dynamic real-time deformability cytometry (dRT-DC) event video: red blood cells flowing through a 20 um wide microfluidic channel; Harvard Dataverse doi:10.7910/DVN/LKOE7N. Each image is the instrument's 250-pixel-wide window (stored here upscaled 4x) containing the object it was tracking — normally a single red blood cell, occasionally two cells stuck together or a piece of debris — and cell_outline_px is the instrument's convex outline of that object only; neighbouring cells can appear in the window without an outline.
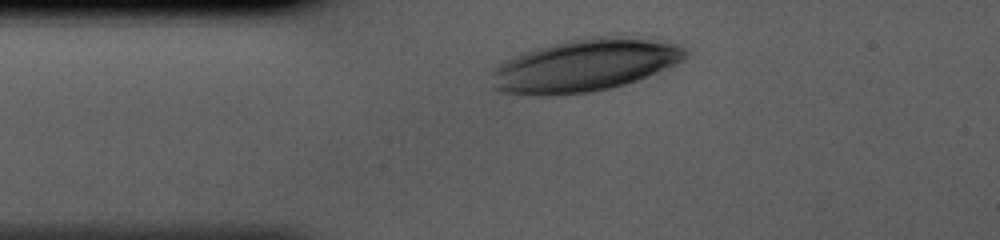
{"species": "human", "species_latin": "Homo sapiens", "temperature_condition": "cold", "stored_images_in_passage": 29, "camera_frame_rate_fps": 3000, "um_per_image_px": 0.085, "donor": {"sex": "male"}, "frame": {"image": 1, "passage_image": 1, "time_ms": 0.0, "image_size_px": [1000, 240], "cell_outline_px": [[688, 56], [684, 60], [676, 64], [636, 80], [624, 84], [592, 92], [540, 96], [500, 92], [492, 88], [492, 72], [496, 64], [520, 52], [568, 40], [592, 36], [604, 36], [644, 40], [676, 44], [684, 48], [688, 52]], "centroid_in_image_um": [49.6, 5.57], "position_along_channel_um": 35.4, "area_um2": 58.72}}
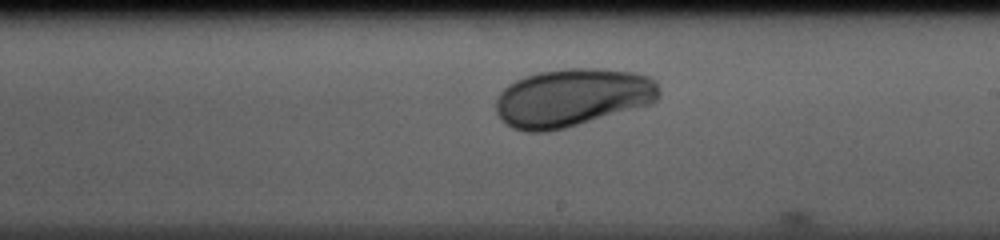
{"frame": {"image": 2, "passage_image": 17, "time_ms": 5.333, "image_size_px": [1000, 240], "cell_outline_px": [[660, 96], [652, 104], [564, 128], [544, 132], [528, 132], [512, 128], [500, 120], [496, 112], [496, 100], [500, 92], [508, 84], [524, 76], [540, 72], [568, 68], [600, 68], [632, 72], [648, 76], [656, 80], [660, 88]], "centroid_in_image_um": [48.65, 8.29], "position_along_channel_um": 240.4, "area_um2": 55.49}}
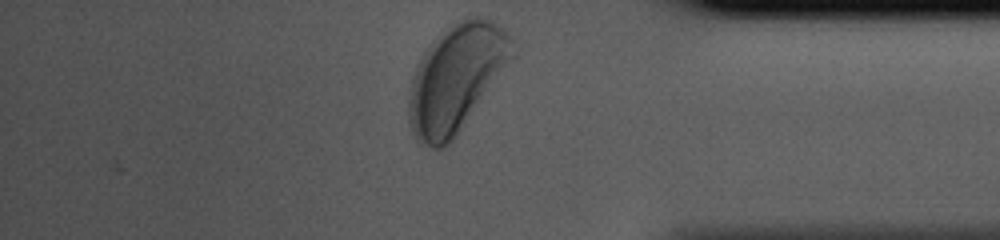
{"frame": {"image": 3, "passage_image": 29, "time_ms": 9.333, "image_size_px": [1000, 240], "cell_outline_px": [[516, 56], [452, 140], [444, 148], [432, 148], [416, 140], [412, 132], [408, 120], [408, 100], [412, 80], [416, 64], [424, 52], [444, 32], [468, 16], [480, 16], [492, 20], [516, 36]], "centroid_in_image_um": [38.84, 6.62], "position_along_channel_um": 396.4, "area_um2": 64.62}}